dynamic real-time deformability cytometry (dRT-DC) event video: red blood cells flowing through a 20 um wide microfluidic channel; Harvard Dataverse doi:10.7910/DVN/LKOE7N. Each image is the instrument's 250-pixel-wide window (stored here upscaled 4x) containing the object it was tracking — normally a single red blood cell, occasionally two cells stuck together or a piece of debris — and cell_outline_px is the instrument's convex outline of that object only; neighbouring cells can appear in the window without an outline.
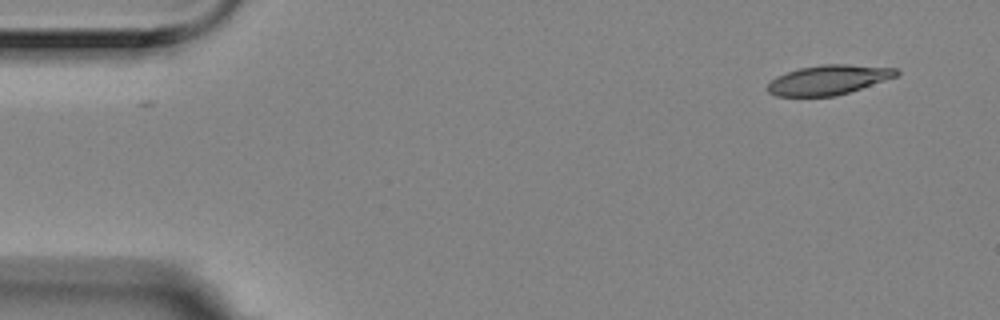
{"species": "Egyptian fruit bat (a non-hibernating species)", "species_latin": "Rousettus aegyptiacus", "temperature_condition": "room temperature", "stored_images_in_passage": 2, "camera_frame_rate_fps": 3000, "um_per_image_px": 0.085, "animal": {"sex": "female"}, "frame": {"image": 1, "passage_image": 2, "time_ms": 0.333, "image_size_px": [1000, 320], "cell_outline_px": [[900, 72], [896, 76], [836, 96], [776, 96], [768, 92], [768, 84], [776, 76], [800, 68], [820, 64], [848, 64], [896, 68]], "centroid_in_image_um": [70.4, 6.78], "position_along_channel_um": 14.6, "area_um2": 21.96}}